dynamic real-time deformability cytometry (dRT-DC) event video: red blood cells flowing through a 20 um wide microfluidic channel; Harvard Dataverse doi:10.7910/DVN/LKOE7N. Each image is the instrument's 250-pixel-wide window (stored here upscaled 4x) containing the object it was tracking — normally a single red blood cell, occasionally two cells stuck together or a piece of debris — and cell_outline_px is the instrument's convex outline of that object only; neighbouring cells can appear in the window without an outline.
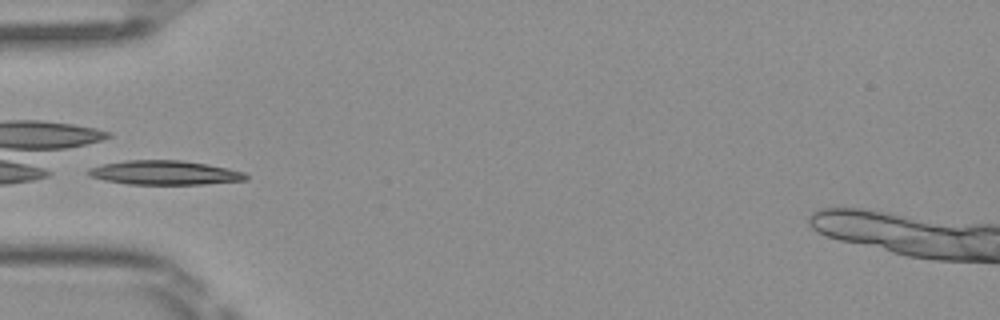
{"species": "Egyptian fruit bat (a non-hibernating species)", "species_latin": "Rousettus aegyptiacus", "temperature_condition": "room temperature", "stored_images_in_passage": 5, "camera_frame_rate_fps": 3000, "um_per_image_px": 0.085, "frame": {"image": 1, "passage_image": 5, "time_ms": 1.333, "image_size_px": [1000, 320], "cell_outline_px": [[248, 180], [204, 184], [128, 184], [104, 180], [88, 176], [88, 168], [104, 164], [128, 160], [180, 160], [208, 164], [228, 168], [244, 172], [248, 176]], "centroid_in_image_um": [14.02, 14.68], "position_along_channel_um": 71.0, "area_um2": 22.2}}